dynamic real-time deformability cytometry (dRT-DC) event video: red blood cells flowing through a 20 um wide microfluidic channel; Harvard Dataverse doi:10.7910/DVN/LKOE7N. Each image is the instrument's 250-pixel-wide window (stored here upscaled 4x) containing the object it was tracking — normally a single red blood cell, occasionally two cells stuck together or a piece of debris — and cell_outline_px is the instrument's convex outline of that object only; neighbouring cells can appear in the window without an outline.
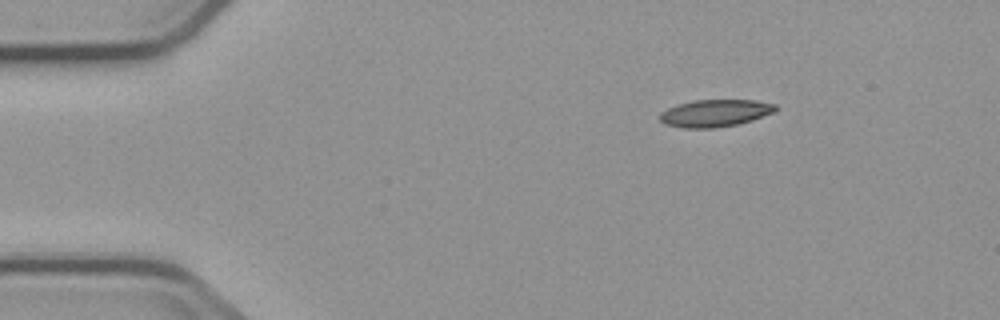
{"species": "common noctule bat (a hibernating species)", "species_latin": "Nyctalus noctula", "temperature_condition": "cold", "stored_images_in_passage": 3, "camera_frame_rate_fps": 3000, "um_per_image_px": 0.085, "animal": {"sex": "male", "body_mass_g": 23.1, "forearm_length_mm": 52.7}, "frame": {"image": 1, "passage_image": 1, "time_ms": 0.0, "image_size_px": [1000, 320], "cell_outline_px": [[776, 112], [752, 120], [736, 124], [712, 128], [684, 128], [664, 124], [660, 120], [660, 112], [676, 104], [692, 100], [756, 100], [776, 104]], "centroid_in_image_um": [60.77, 9.61], "position_along_channel_um": 24.2, "area_um2": 18.44}}